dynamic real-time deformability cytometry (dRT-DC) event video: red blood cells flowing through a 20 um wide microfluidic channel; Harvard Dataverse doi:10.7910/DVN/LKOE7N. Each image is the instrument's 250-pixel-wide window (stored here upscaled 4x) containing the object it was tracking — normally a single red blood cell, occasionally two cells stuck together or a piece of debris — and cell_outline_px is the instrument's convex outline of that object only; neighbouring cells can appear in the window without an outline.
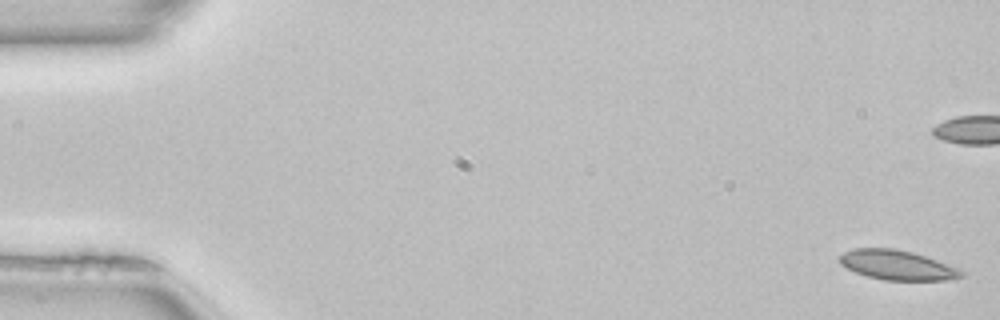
{"species": "common noctule bat (a hibernating species)", "species_latin": "Nyctalus noctula", "temperature_condition": "room temperature", "stored_images_in_passage": 51, "camera_frame_rate_fps": 3000, "um_per_image_px": 0.085, "animal": {"sex": "female", "body_mass_g": 22.7, "forearm_length_mm": 54.2}, "frame": {"image": 1, "passage_image": 1, "time_ms": 0.0, "image_size_px": [1000, 320], "cell_outline_px": [[964, 276], [948, 280], [884, 280], [868, 276], [856, 272], [840, 264], [836, 260], [836, 256], [852, 248], [892, 248], [912, 252], [928, 256], [960, 268], [964, 272]], "centroid_in_image_um": [76.26, 22.52], "position_along_channel_um": 8.7, "area_um2": 21.39}, "authors_computed_cell_mechanics": {"area_um2": 20.8658, "velocity_mm_per_s": 4.0326, "shape_relaxation_time_tau1_ms": null, "shape_relaxation_time_tau2_ms": 3.0498, "deformation_change_tau1": null, "deformation_change_tau2": 0.0543}}